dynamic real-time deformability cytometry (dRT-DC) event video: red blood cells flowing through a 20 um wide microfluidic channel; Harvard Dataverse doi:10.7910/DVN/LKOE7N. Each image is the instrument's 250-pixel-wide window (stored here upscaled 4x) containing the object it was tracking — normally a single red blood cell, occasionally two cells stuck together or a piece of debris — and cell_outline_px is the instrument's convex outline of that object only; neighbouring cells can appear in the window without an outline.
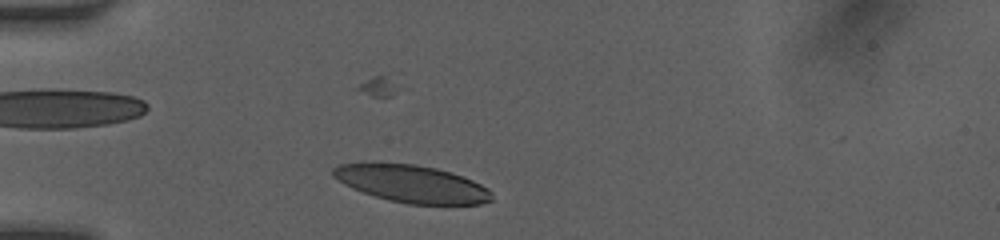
{"species": "human", "species_latin": "Homo sapiens", "temperature_condition": "room temperature", "stored_images_in_passage": 30, "camera_frame_rate_fps": 3000, "um_per_image_px": 0.085, "donor": {"sex": "female"}, "frame": {"image": 1, "passage_image": 2, "time_ms": 0.333, "image_size_px": [1000, 240], "cell_outline_px": [[492, 200], [480, 204], [408, 204], [388, 200], [352, 188], [344, 184], [332, 176], [332, 168], [340, 164], [376, 160], [416, 164], [436, 168], [452, 172], [464, 176], [488, 188], [492, 192]], "centroid_in_image_um": [34.95, 15.58], "position_along_channel_um": 50.0, "area_um2": 35.32}}
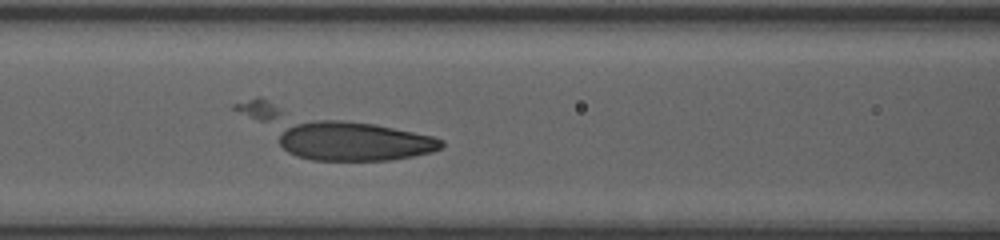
{"frame": {"image": 2, "passage_image": 10, "time_ms": 3.0, "image_size_px": [1000, 240], "cell_outline_px": [[444, 144], [440, 148], [432, 152], [412, 156], [388, 160], [312, 160], [296, 156], [288, 152], [280, 144], [280, 136], [288, 128], [296, 124], [312, 120], [340, 120], [376, 124], [432, 136], [444, 140]], "centroid_in_image_um": [30.14, 12.02], "position_along_channel_um": 136.5, "area_um2": 36.53}}
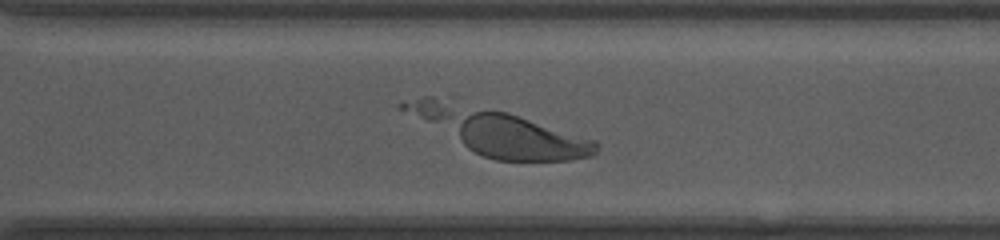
{"frame": {"image": 3, "passage_image": 24, "time_ms": 7.667, "image_size_px": [1000, 240], "cell_outline_px": [[600, 148], [592, 156], [568, 160], [496, 160], [484, 156], [468, 148], [400, 108], [400, 104], [424, 96], [432, 96], [508, 112], [596, 140], [600, 144]], "centroid_in_image_um": [42.48, 11.19], "position_along_channel_um": 328.1, "area_um2": 49.36}}